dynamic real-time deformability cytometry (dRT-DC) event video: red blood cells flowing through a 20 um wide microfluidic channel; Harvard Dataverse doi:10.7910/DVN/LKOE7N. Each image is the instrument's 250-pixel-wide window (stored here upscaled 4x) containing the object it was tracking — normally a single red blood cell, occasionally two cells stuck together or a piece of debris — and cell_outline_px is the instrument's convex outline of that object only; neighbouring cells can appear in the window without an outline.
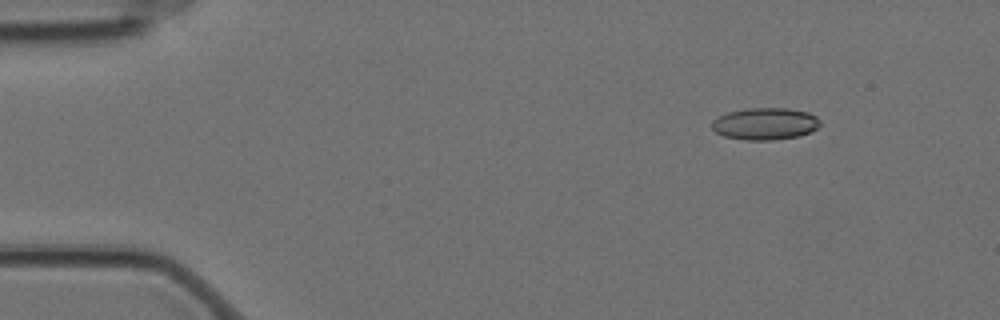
{"species": "Egyptian fruit bat (a non-hibernating species)", "species_latin": "Rousettus aegyptiacus", "temperature_condition": "cold", "stored_images_in_passage": 5, "camera_frame_rate_fps": 3000, "um_per_image_px": 0.085, "animal": {"sex": "female"}, "frame": {"image": 1, "passage_image": 2, "time_ms": 0.333, "image_size_px": [1000, 320], "cell_outline_px": [[820, 124], [816, 128], [808, 132], [796, 136], [772, 140], [744, 140], [724, 136], [716, 132], [712, 128], [712, 120], [728, 112], [744, 108], [788, 108], [808, 112], [816, 116], [820, 120]], "centroid_in_image_um": [65.01, 10.51], "position_along_channel_um": 20.0, "area_um2": 20.11}}